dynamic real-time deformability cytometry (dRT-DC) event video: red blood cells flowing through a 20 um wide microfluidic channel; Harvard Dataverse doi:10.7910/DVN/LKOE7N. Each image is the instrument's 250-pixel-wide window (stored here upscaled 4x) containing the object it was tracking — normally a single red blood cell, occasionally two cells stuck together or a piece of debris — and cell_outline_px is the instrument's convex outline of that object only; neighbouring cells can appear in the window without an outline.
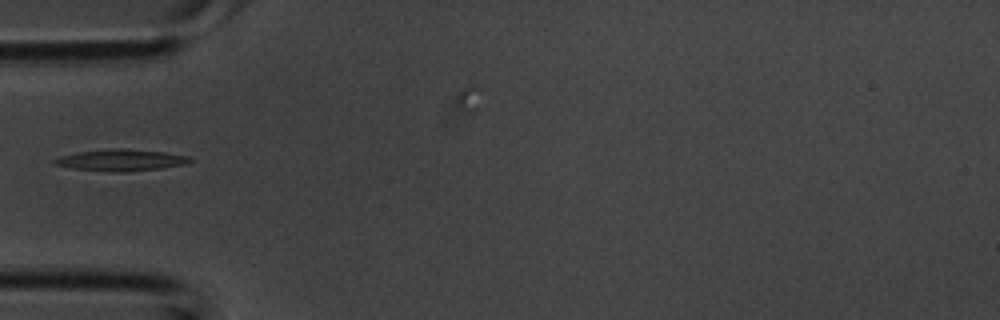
{"species": "common noctule bat (a hibernating species)", "species_latin": "Nyctalus noctula", "temperature_condition": "room temperature", "stored_images_in_passage": 4, "camera_frame_rate_fps": 3000, "um_per_image_px": 0.085, "animal": {"sex": "male", "body_mass_g": 20.1, "forearm_length_mm": 53.5}, "frame": {"image": 1, "passage_image": 4, "time_ms": 1.0, "image_size_px": [1000, 320], "cell_outline_px": [[192, 160], [184, 164], [160, 168], [124, 172], [120, 172], [72, 168], [52, 164], [52, 160], [60, 156], [76, 152], [112, 148], [124, 148], [164, 152], [188, 156]], "centroid_in_image_um": [10.23, 13.6], "position_along_channel_um": 74.8, "area_um2": 16.88}}